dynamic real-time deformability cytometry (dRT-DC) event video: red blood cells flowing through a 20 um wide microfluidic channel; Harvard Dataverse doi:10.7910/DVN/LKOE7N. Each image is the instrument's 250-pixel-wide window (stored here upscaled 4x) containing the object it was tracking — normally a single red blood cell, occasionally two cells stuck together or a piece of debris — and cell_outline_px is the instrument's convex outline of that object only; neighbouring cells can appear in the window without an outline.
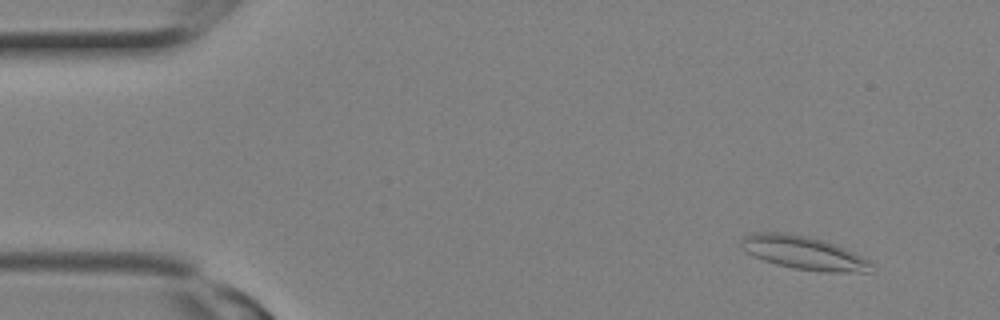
{"species": "Egyptian fruit bat (a non-hibernating species)", "species_latin": "Rousettus aegyptiacus", "temperature_condition": "room temperature", "stored_images_in_passage": 11, "camera_frame_rate_fps": 3000, "um_per_image_px": 0.085, "animal": {"sex": "female"}, "frame": {"image": 1, "passage_image": 1, "time_ms": 0.0, "image_size_px": [1000, 320], "cell_outline_px": [[872, 264], [864, 272], [828, 272], [796, 268], [776, 264], [764, 260], [748, 252], [740, 244], [740, 240], [744, 236], [752, 232], [788, 232], [808, 236], [836, 244], [868, 260]], "centroid_in_image_um": [68.26, 21.46], "position_along_channel_um": 16.7, "area_um2": 24.8}}
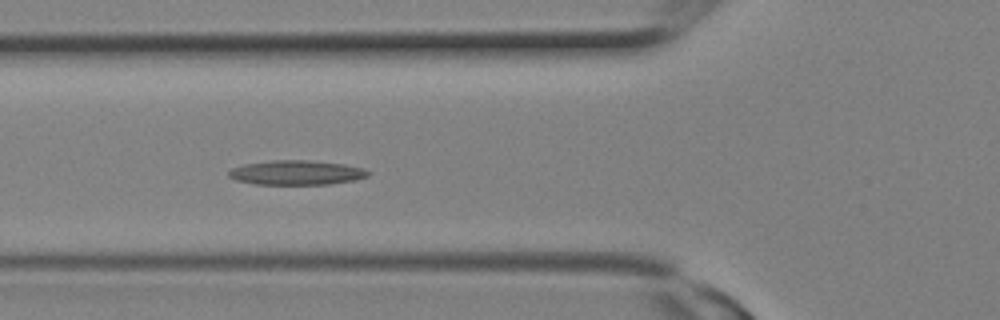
{"frame": {"image": 2, "passage_image": 8, "time_ms": 2.333, "image_size_px": [1000, 320], "cell_outline_px": [[372, 172], [368, 176], [356, 180], [328, 184], [256, 184], [236, 180], [228, 176], [228, 172], [232, 168], [244, 164], [272, 160], [308, 160], [344, 164], [364, 168]], "centroid_in_image_um": [25.23, 14.67], "position_along_channel_um": 100.6, "area_um2": 19.94}}
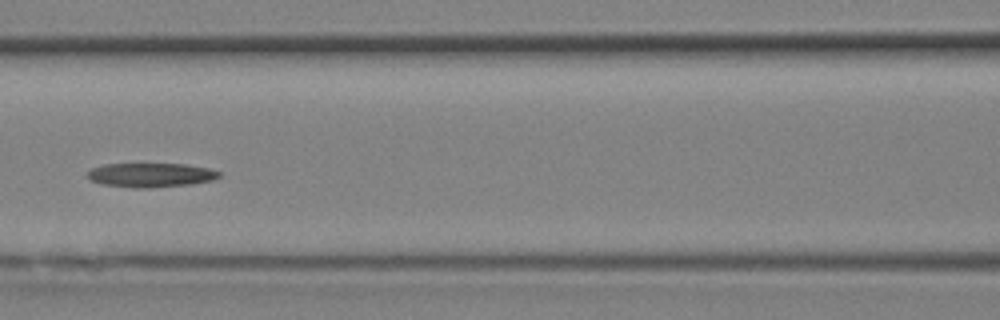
{"frame": {"image": 3, "passage_image": 10, "time_ms": 3.0, "image_size_px": [1000, 320], "cell_outline_px": [[220, 176], [212, 180], [192, 184], [152, 188], [136, 188], [104, 184], [88, 180], [88, 172], [92, 168], [104, 164], [184, 164], [208, 168], [220, 172]], "centroid_in_image_um": [12.81, 14.88], "position_along_channel_um": 153.8, "area_um2": 18.5}}